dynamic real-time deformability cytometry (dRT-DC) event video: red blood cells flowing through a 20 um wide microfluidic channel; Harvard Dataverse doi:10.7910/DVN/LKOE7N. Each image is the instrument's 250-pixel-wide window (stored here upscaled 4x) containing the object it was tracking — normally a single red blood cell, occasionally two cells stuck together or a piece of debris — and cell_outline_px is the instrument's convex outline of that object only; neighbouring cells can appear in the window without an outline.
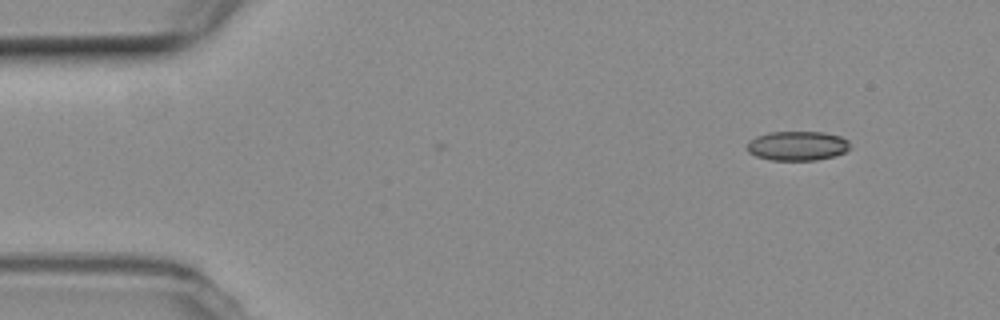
{"species": "common noctule bat (a hibernating species)", "species_latin": "Nyctalus noctula", "temperature_condition": "room temperature", "stored_images_in_passage": 3, "camera_frame_rate_fps": 3000, "um_per_image_px": 0.085, "animal": {"sex": "female", "body_mass_g": 19.3, "forearm_length_mm": 54.1}, "frame": {"image": 1, "passage_image": 3, "time_ms": 0.667, "image_size_px": [1000, 320], "cell_outline_px": [[848, 148], [844, 152], [832, 156], [816, 160], [772, 160], [756, 156], [748, 152], [748, 140], [756, 136], [768, 132], [824, 132], [840, 136], [848, 140]], "centroid_in_image_um": [67.74, 12.38], "position_along_channel_um": 17.3, "area_um2": 17.51}}